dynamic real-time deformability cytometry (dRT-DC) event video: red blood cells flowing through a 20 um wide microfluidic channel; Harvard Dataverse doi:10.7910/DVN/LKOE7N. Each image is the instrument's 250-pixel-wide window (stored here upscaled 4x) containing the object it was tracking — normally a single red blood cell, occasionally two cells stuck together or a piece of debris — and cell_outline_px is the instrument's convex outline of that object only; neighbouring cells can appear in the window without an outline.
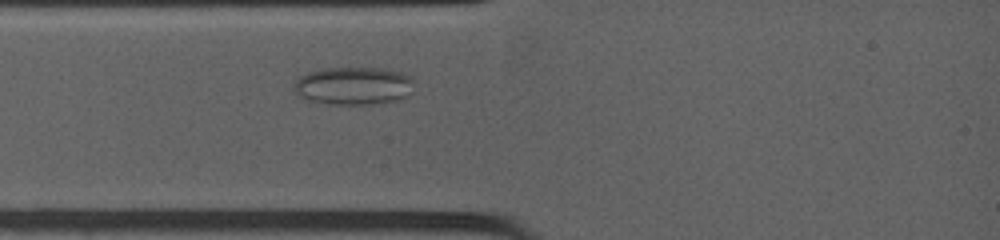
{"species": "common noctule bat (a hibernating species)", "species_latin": "Nyctalus noctula", "temperature_condition": "warm", "stored_images_in_passage": 3, "camera_frame_rate_fps": 4500, "um_per_image_px": 0.085, "animal": {"sex": "female", "body_mass_g": 19.0, "forearm_length_mm": 53.3}, "frame": {"image": 1, "passage_image": 1, "time_ms": 0.0, "image_size_px": [1000, 240], "cell_outline_px": [[412, 80], [408, 96], [396, 100], [372, 104], [328, 104], [308, 100], [300, 96], [292, 88], [296, 80], [300, 76], [308, 72], [320, 68], [388, 68], [412, 76]], "centroid_in_image_um": [30.02, 7.28], "position_along_channel_um": 55.0, "area_um2": 26.59}}